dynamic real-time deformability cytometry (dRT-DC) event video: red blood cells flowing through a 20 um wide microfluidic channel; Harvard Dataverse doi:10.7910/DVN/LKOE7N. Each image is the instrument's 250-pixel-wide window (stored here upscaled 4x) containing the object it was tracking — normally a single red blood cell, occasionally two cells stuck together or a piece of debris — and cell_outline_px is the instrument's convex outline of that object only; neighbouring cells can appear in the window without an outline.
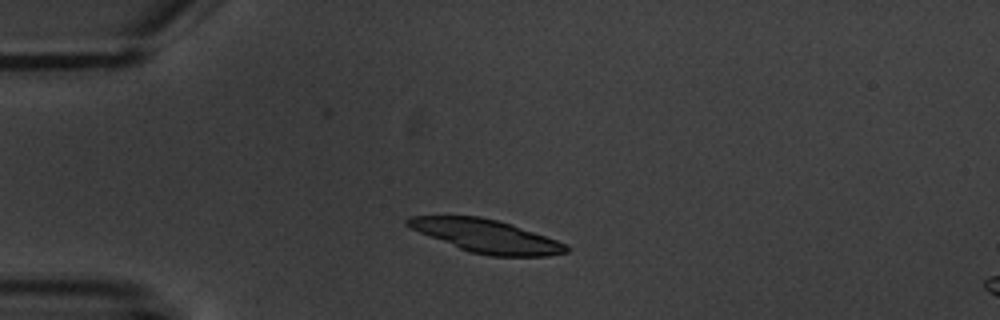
{"species": "common noctule bat (a hibernating species)", "species_latin": "Nyctalus noctula", "temperature_condition": "warm", "stored_images_in_passage": 3, "camera_frame_rate_fps": 3000, "um_per_image_px": 0.085, "animal": {"sex": "male", "body_mass_g": 20.1, "forearm_length_mm": 53.5}, "frame": {"image": 1, "passage_image": 1, "time_ms": 0.0, "image_size_px": [1000, 320], "cell_outline_px": [[572, 248], [568, 252], [548, 256], [492, 256], [468, 252], [420, 232], [404, 224], [404, 220], [408, 216], [480, 216], [512, 224], [568, 244]], "centroid_in_image_um": [41.37, 20.07], "position_along_channel_um": 43.6, "area_um2": 30.52}}